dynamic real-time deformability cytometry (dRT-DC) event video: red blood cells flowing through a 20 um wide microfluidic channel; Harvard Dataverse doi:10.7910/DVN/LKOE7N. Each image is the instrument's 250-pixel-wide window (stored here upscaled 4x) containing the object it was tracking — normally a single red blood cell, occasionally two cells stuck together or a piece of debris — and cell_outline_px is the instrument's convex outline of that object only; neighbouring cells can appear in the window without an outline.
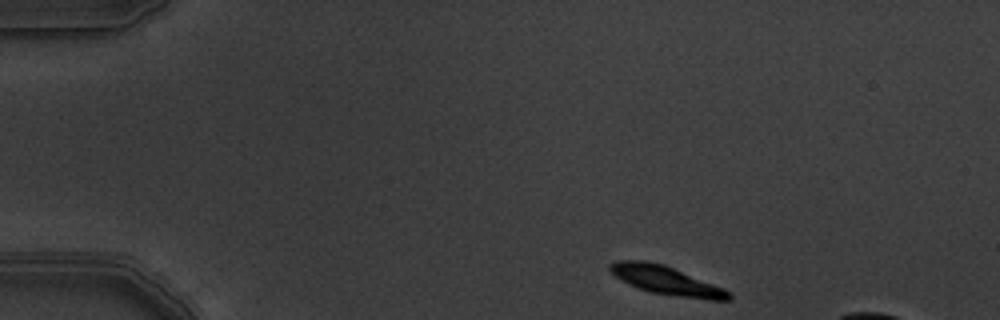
{"species": "common noctule bat (a hibernating species)", "species_latin": "Nyctalus noctula", "temperature_condition": "warm", "stored_images_in_passage": 3, "camera_frame_rate_fps": 3000, "um_per_image_px": 0.085, "animal": {"sex": "male", "body_mass_g": 19.5, "forearm_length_mm": 54.6}, "frame": {"image": 1, "passage_image": 1, "time_ms": 0.0, "image_size_px": [1000, 320], "cell_outline_px": [[732, 296], [728, 300], [708, 300], [676, 296], [652, 292], [628, 284], [616, 276], [608, 268], [608, 264], [616, 260], [644, 260], [664, 264], [724, 288], [732, 292]], "centroid_in_image_um": [56.65, 23.83], "position_along_channel_um": 28.3, "area_um2": 19.77}}